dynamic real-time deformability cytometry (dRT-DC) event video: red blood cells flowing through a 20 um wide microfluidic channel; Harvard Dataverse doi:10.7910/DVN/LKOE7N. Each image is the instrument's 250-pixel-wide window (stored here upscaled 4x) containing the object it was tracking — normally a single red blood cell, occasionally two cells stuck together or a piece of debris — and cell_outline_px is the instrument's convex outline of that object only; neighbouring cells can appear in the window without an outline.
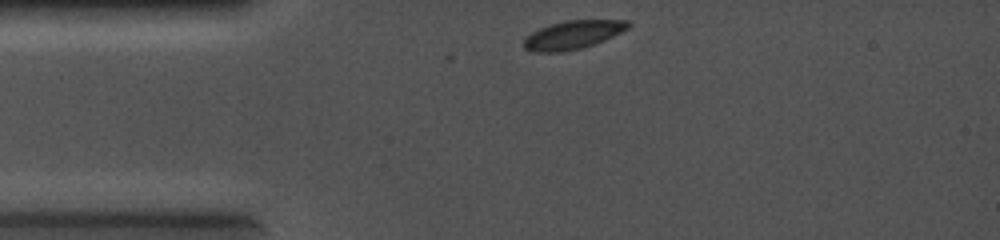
{"species": "common noctule bat (a hibernating species)", "species_latin": "Nyctalus noctula", "temperature_condition": "cold", "stored_images_in_passage": 4, "camera_frame_rate_fps": 5000, "um_per_image_px": 0.085, "animal": {"sex": "female", "body_mass_g": 19.0, "forearm_length_mm": 56.7}, "frame": {"image": 1, "passage_image": 1, "time_ms": 0.0, "image_size_px": [1000, 240], "cell_outline_px": [[632, 24], [628, 28], [604, 40], [580, 48], [564, 52], [532, 52], [524, 48], [524, 40], [532, 32], [540, 28], [564, 20], [632, 20]], "centroid_in_image_um": [48.71, 2.95], "position_along_channel_um": 36.3, "area_um2": 17.17}}